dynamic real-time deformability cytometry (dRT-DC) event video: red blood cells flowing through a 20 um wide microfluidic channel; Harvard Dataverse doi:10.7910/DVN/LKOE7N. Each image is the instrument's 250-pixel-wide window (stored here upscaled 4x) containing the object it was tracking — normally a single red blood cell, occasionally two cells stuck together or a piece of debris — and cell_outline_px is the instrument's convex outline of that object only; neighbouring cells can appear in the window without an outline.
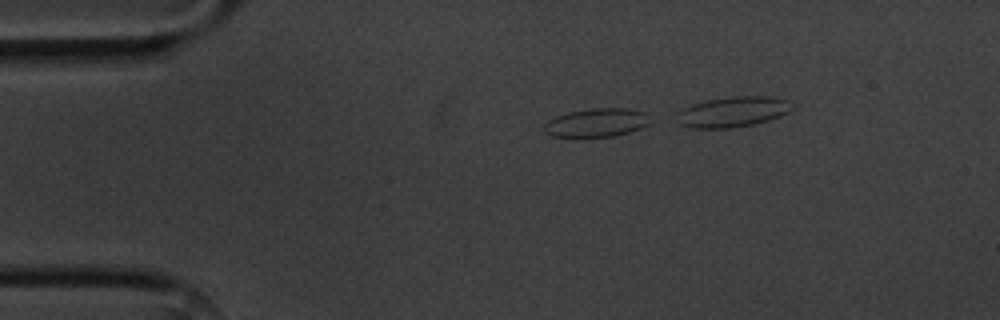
{"species": "common noctule bat (a hibernating species)", "species_latin": "Nyctalus noctula", "temperature_condition": "cold", "stored_images_in_passage": 4, "camera_frame_rate_fps": 3000, "um_per_image_px": 0.085, "animal": {"sex": "male", "body_mass_g": 20.1, "forearm_length_mm": 53.5}, "frame": {"image": 1, "passage_image": 2, "time_ms": 1.0, "image_size_px": [1000, 320], "cell_outline_px": [[652, 120], [648, 124], [640, 128], [628, 132], [612, 136], [552, 136], [544, 132], [540, 128], [548, 120], [556, 116], [568, 112], [592, 108], [624, 108], [644, 112]], "centroid_in_image_um": [50.67, 10.41], "position_along_channel_um": 34.3, "area_um2": 17.51}}